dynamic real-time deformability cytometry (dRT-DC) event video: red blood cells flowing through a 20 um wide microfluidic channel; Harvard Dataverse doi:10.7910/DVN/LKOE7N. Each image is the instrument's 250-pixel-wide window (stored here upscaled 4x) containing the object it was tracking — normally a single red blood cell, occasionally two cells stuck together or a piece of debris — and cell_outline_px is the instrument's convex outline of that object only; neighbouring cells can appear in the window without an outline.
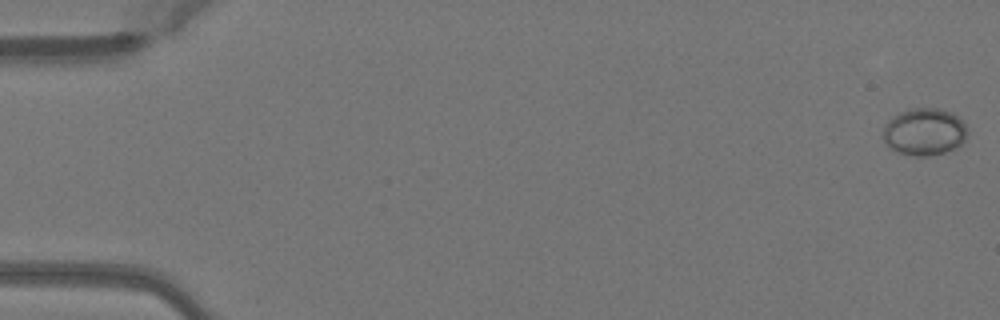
{"species": "Egyptian fruit bat (a non-hibernating species)", "species_latin": "Rousettus aegyptiacus", "temperature_condition": "warm", "stored_images_in_passage": 51, "camera_frame_rate_fps": 3000, "um_per_image_px": 0.085, "animal": {"sex": "female"}, "frame": {"image": 1, "passage_image": 1, "time_ms": 0.0, "image_size_px": [1000, 320], "cell_outline_px": [[968, 136], [964, 144], [960, 148], [928, 156], [912, 156], [896, 152], [884, 140], [884, 124], [888, 120], [900, 112], [912, 108], [940, 108], [952, 112], [964, 124], [968, 132]], "centroid_in_image_um": [78.62, 11.21], "position_along_channel_um": 6.4, "area_um2": 23.47}}
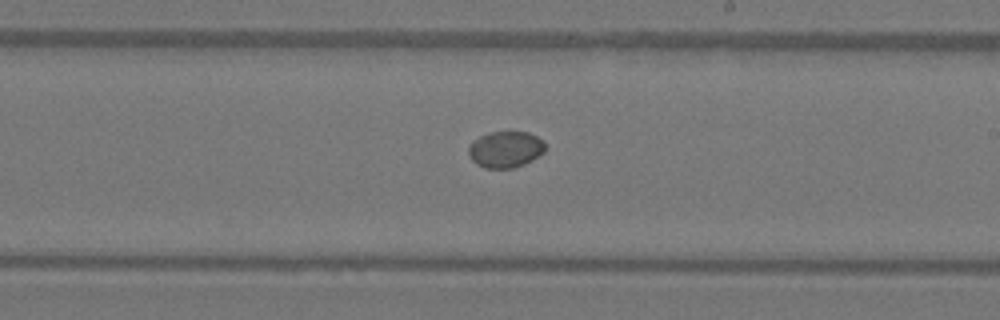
{"frame": {"image": 2, "passage_image": 30, "time_ms": 9.667, "image_size_px": [1000, 320], "cell_outline_px": [[544, 152], [532, 160], [524, 164], [512, 168], [484, 168], [476, 164], [472, 160], [468, 152], [468, 148], [472, 140], [488, 132], [528, 132], [536, 136], [544, 144]], "centroid_in_image_um": [42.92, 12.7], "position_along_channel_um": 246.1, "area_um2": 16.18}}
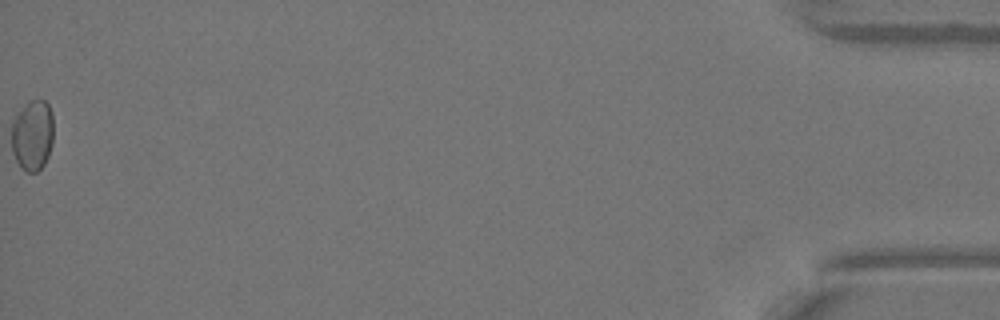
{"frame": {"image": 3, "passage_image": 51, "time_ms": 16.667, "image_size_px": [1000, 320], "cell_outline_px": [[52, 144], [48, 156], [44, 164], [36, 172], [28, 172], [20, 168], [12, 152], [12, 120], [32, 100], [44, 100], [48, 104], [52, 112]], "centroid_in_image_um": [2.76, 11.53], "position_along_channel_um": 432.4, "area_um2": 17.05}}